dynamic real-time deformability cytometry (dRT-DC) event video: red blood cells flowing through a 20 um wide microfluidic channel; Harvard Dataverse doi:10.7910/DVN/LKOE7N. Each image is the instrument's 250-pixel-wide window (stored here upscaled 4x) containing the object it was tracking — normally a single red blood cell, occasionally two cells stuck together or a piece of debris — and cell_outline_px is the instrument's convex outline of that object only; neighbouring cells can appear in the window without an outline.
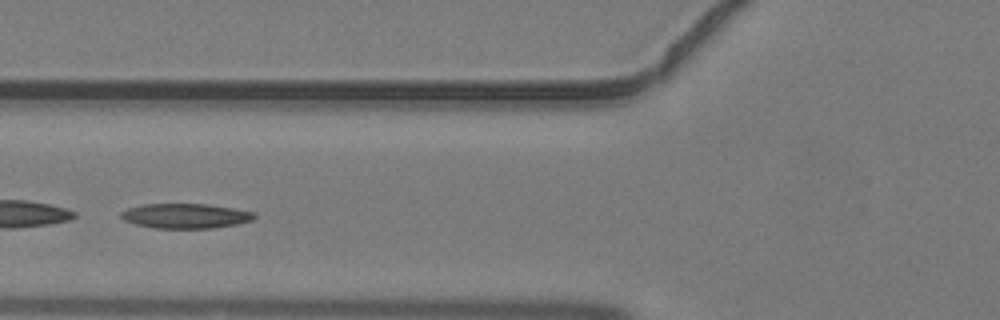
{"species": "common noctule bat (a hibernating species)", "species_latin": "Nyctalus noctula", "temperature_condition": "warm", "stored_images_in_passage": 5, "camera_frame_rate_fps": 3000, "um_per_image_px": 0.085, "animal": {"sex": "male", "body_mass_g": 19.2, "forearm_length_mm": 51.8}, "frame": {"image": 1, "passage_image": 4, "time_ms": 1.0, "image_size_px": [1000, 320], "cell_outline_px": [[256, 216], [252, 220], [236, 224], [212, 228], [156, 228], [136, 224], [124, 220], [120, 216], [120, 212], [128, 208], [140, 204], [208, 204], [236, 208], [256, 212]], "centroid_in_image_um": [15.78, 18.34], "position_along_channel_um": 110.0, "area_um2": 19.36}}
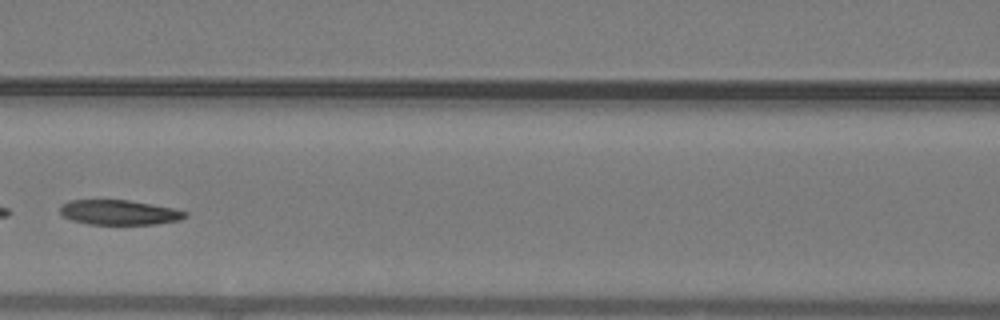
{"frame": {"image": 2, "passage_image": 5, "time_ms": 1.333, "image_size_px": [1000, 320], "cell_outline_px": [[188, 216], [180, 220], [156, 224], [88, 224], [72, 220], [64, 216], [60, 212], [60, 208], [64, 204], [72, 200], [128, 200], [152, 204], [172, 208], [188, 212]], "centroid_in_image_um": [10.17, 18.06], "position_along_channel_um": 156.4, "area_um2": 17.98}}